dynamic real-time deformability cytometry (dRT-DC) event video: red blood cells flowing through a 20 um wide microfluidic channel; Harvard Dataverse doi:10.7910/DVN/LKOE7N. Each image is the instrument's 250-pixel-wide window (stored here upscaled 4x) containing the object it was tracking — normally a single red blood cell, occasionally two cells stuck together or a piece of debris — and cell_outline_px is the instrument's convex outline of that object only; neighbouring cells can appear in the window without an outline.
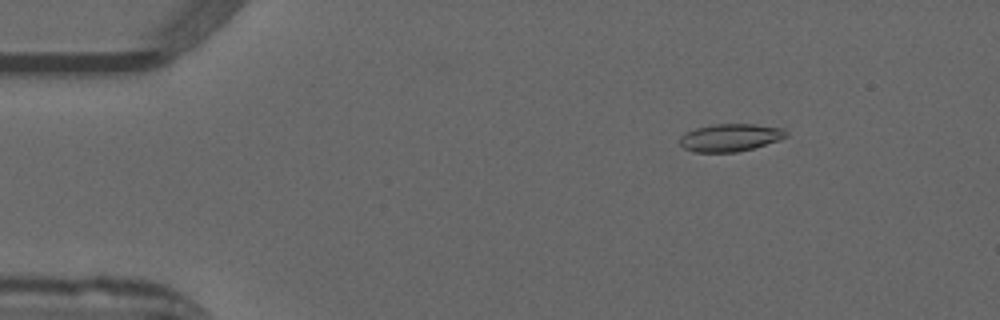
{"species": "common noctule bat (a hibernating species)", "species_latin": "Nyctalus noctula", "temperature_condition": "warm", "stored_images_in_passage": 13, "camera_frame_rate_fps": 3000, "um_per_image_px": 0.085, "animal": {"sex": "male", "forearm_length_mm": 52.5}, "frame": {"image": 1, "passage_image": 6, "time_ms": 1.667, "image_size_px": [1000, 320], "cell_outline_px": [[788, 136], [780, 140], [752, 148], [736, 152], [692, 152], [684, 148], [680, 144], [680, 136], [696, 128], [712, 124], [756, 124], [784, 128], [788, 132]], "centroid_in_image_um": [62.1, 11.69], "position_along_channel_um": 22.9, "area_um2": 17.17}}